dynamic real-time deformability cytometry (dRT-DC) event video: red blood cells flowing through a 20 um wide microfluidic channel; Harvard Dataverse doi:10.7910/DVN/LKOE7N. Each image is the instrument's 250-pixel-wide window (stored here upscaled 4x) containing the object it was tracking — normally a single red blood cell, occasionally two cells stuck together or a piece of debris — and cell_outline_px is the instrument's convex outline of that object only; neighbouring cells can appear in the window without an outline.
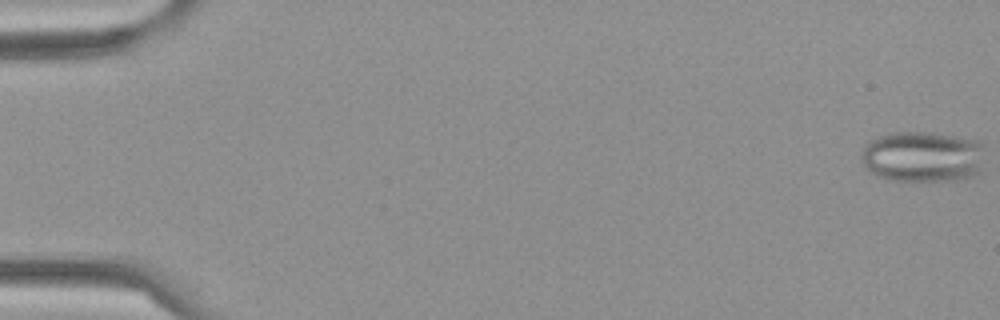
{"species": "Egyptian fruit bat (a non-hibernating species)", "species_latin": "Rousettus aegyptiacus", "temperature_condition": "cold", "stored_images_in_passage": 59, "camera_frame_rate_fps": 3000, "um_per_image_px": 0.085, "frame": {"image": 1, "passage_image": 1, "time_ms": 0.0, "image_size_px": [1000, 320], "cell_outline_px": [[980, 168], [972, 176], [948, 180], [888, 180], [876, 176], [864, 164], [860, 156], [864, 148], [872, 140], [888, 132], [932, 132], [976, 140], [980, 144]], "centroid_in_image_um": [78.35, 13.3], "position_along_channel_um": 6.6, "area_um2": 35.89}}
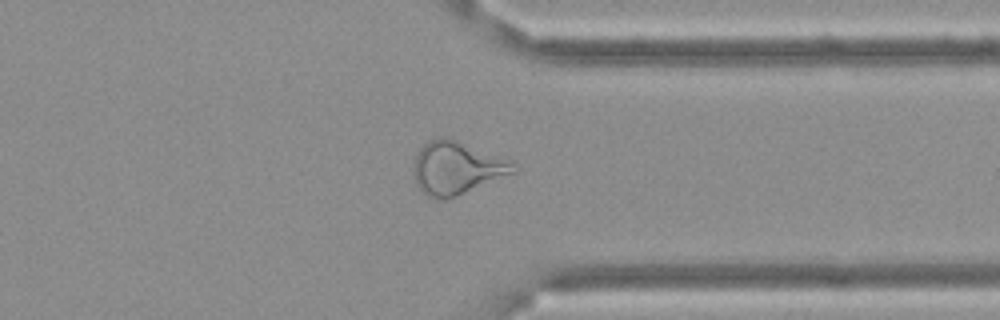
{"frame": {"image": 2, "passage_image": 46, "time_ms": 15.0, "image_size_px": [1000, 320], "cell_outline_px": [[516, 172], [456, 196], [444, 200], [428, 196], [416, 184], [412, 168], [416, 156], [420, 148], [428, 140], [444, 136], [508, 160], [512, 164]], "centroid_in_image_um": [38.75, 14.29], "position_along_channel_um": 372.7, "area_um2": 30.06}}
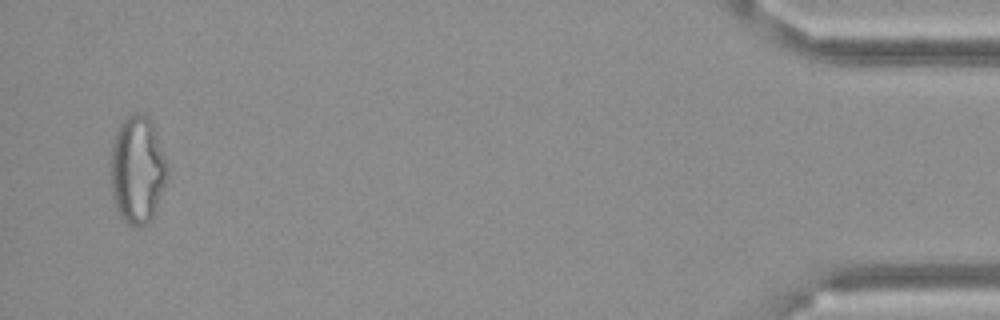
{"frame": {"image": 3, "passage_image": 57, "time_ms": 18.667, "image_size_px": [1000, 320], "cell_outline_px": [[168, 180], [152, 216], [140, 228], [132, 228], [120, 216], [112, 196], [112, 144], [116, 132], [120, 124], [132, 112], [144, 112], [152, 120], [168, 160]], "centroid_in_image_um": [11.72, 14.39], "position_along_channel_um": 423.5, "area_um2": 35.95}}